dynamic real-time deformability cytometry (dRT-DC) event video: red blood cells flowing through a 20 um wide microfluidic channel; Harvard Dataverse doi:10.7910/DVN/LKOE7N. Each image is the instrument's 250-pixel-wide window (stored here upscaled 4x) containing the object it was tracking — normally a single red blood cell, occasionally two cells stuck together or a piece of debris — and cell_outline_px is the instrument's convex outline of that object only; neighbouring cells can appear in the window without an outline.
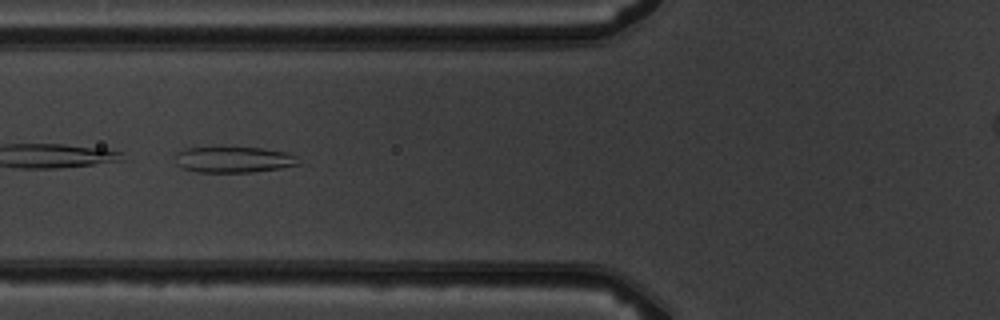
{"species": "common noctule bat (a hibernating species)", "species_latin": "Nyctalus noctula", "temperature_condition": "warm", "stored_images_in_passage": 5, "camera_frame_rate_fps": 3000, "um_per_image_px": 0.085, "animal": {"sex": "male", "body_mass_g": 19.5, "forearm_length_mm": 54.6}, "frame": {"image": 1, "passage_image": 2, "time_ms": 1.333, "image_size_px": [1000, 320], "cell_outline_px": [[304, 164], [280, 168], [252, 172], [196, 172], [184, 168], [176, 164], [172, 156], [176, 152], [184, 148], [224, 144], [260, 148], [288, 152], [296, 156]], "centroid_in_image_um": [19.82, 13.51], "position_along_channel_um": 106.0, "area_um2": 19.94}}
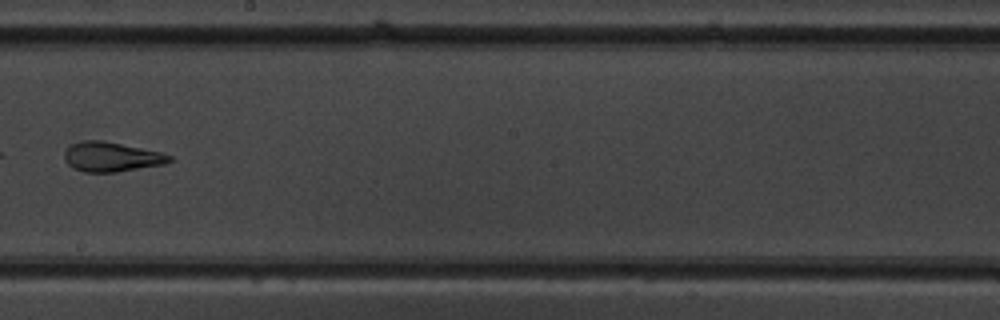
{"frame": {"image": 2, "passage_image": 5, "time_ms": 4.667, "image_size_px": [1000, 320], "cell_outline_px": [[172, 160], [164, 164], [116, 172], [84, 172], [72, 168], [64, 160], [64, 152], [72, 144], [84, 140], [100, 140], [160, 152], [172, 156]], "centroid_in_image_um": [9.44, 13.34], "position_along_channel_um": 238.8, "area_um2": 17.92}}